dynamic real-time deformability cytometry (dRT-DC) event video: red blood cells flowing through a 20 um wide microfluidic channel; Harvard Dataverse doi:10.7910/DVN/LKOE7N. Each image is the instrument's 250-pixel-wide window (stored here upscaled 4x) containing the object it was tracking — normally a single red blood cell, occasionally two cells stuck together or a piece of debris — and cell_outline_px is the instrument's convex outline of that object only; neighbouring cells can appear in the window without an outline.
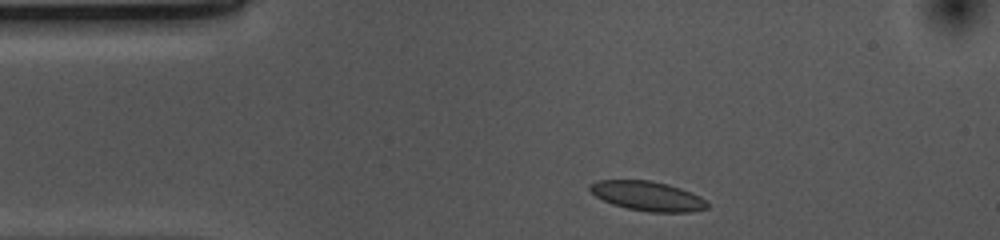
{"species": "common noctule bat (a hibernating species)", "species_latin": "Nyctalus noctula", "temperature_condition": "cold", "stored_images_in_passage": 35, "camera_frame_rate_fps": 3000, "um_per_image_px": 0.085, "animal": {"sex": "female", "body_mass_g": 10.0, "forearm_length_mm": 53.1}, "frame": {"image": 1, "passage_image": 2, "time_ms": 0.333, "image_size_px": [1000, 240], "cell_outline_px": [[708, 208], [692, 212], [652, 212], [628, 208], [612, 204], [596, 196], [588, 188], [588, 184], [596, 180], [652, 180], [668, 184], [680, 188], [700, 196], [708, 204]], "centroid_in_image_um": [55.03, 16.65], "position_along_channel_um": 30.0, "area_um2": 20.17}}
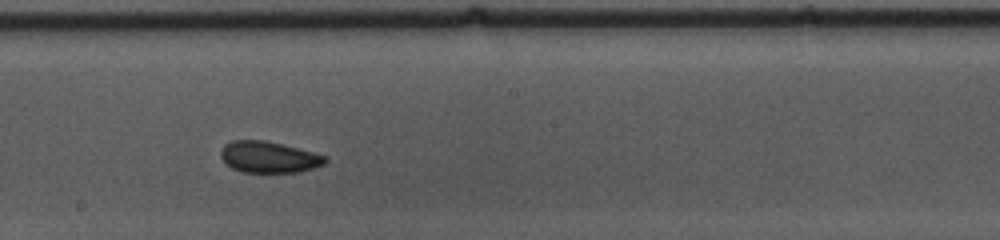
{"frame": {"image": 2, "passage_image": 21, "time_ms": 6.667, "image_size_px": [1000, 240], "cell_outline_px": [[328, 160], [324, 164], [300, 172], [244, 172], [232, 168], [220, 156], [220, 152], [224, 144], [232, 140], [264, 140], [328, 156]], "centroid_in_image_um": [22.85, 13.35], "position_along_channel_um": 225.4, "area_um2": 18.9}}
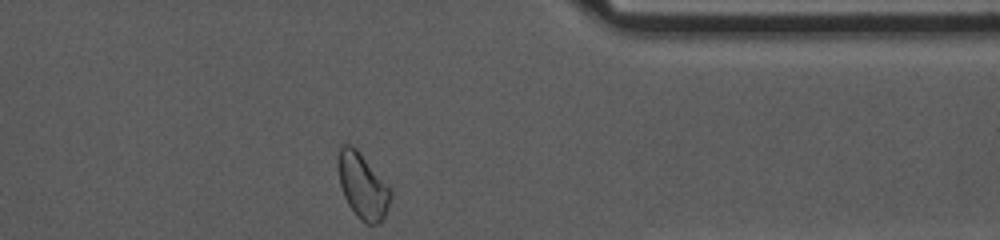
{"frame": {"image": 3, "passage_image": 35, "time_ms": 11.333, "image_size_px": [1000, 240], "cell_outline_px": [[392, 196], [384, 220], [380, 224], [368, 224], [356, 216], [348, 204], [344, 196], [340, 184], [340, 148], [344, 144], [352, 144], [360, 152], [392, 188]], "centroid_in_image_um": [30.9, 15.85], "position_along_channel_um": 380.5, "area_um2": 19.94}, "authors_computed_cell_mechanics": {"area_um2": 19.5364, "velocity_mm_per_s": 3.6541, "shape_relaxation_time_tau1_ms": null, "shape_relaxation_time_tau2_ms": 1.7381, "deformation_change_tau1": null, "deformation_change_tau2": 0.0693}}